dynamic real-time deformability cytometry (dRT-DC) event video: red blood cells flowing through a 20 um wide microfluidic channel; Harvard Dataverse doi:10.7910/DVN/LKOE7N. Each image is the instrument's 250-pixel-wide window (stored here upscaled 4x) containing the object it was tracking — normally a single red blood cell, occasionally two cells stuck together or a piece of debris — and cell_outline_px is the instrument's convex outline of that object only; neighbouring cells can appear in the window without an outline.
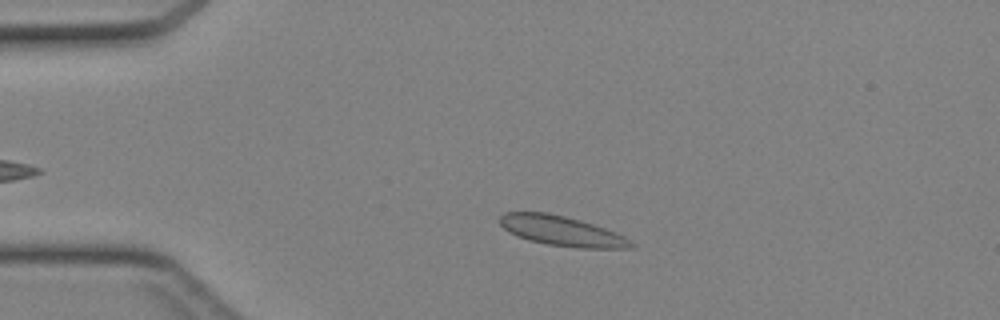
{"species": "Egyptian fruit bat (a non-hibernating species)", "species_latin": "Rousettus aegyptiacus", "temperature_condition": "cold", "stored_images_in_passage": 32, "camera_frame_rate_fps": 3000, "um_per_image_px": 0.085, "animal": {"sex": "female"}, "frame": {"image": 1, "passage_image": 6, "time_ms": 1.667, "image_size_px": [1000, 320], "cell_outline_px": [[636, 244], [632, 248], [576, 248], [548, 244], [528, 240], [516, 236], [508, 232], [500, 224], [500, 216], [504, 212], [548, 212], [580, 220], [616, 232], [624, 236]], "centroid_in_image_um": [47.74, 19.63], "position_along_channel_um": 37.3, "area_um2": 22.89}}
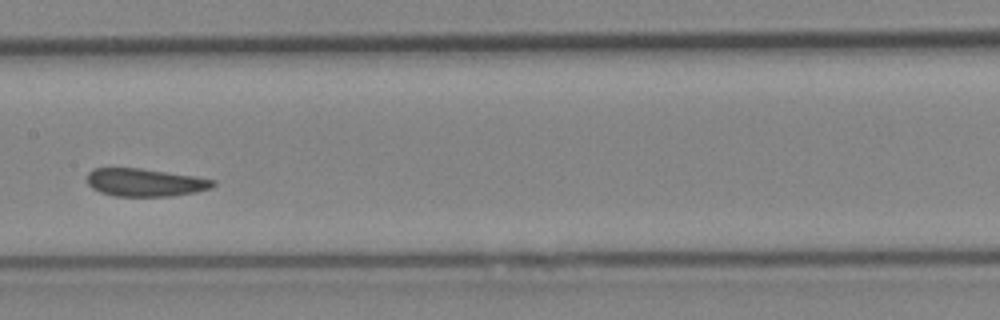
{"frame": {"image": 2, "passage_image": 19, "time_ms": 6.0, "image_size_px": [1000, 320], "cell_outline_px": [[216, 184], [212, 188], [196, 192], [172, 196], [116, 196], [100, 192], [92, 188], [88, 184], [88, 172], [92, 168], [140, 168], [192, 176], [216, 180]], "centroid_in_image_um": [12.33, 15.51], "position_along_channel_um": 195.1, "area_um2": 20.4}}
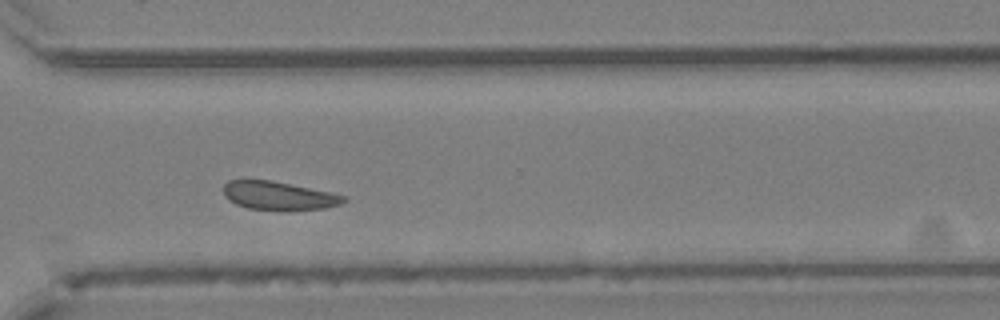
{"frame": {"image": 3, "passage_image": 29, "time_ms": 9.333, "image_size_px": [1000, 320], "cell_outline_px": [[348, 200], [340, 204], [324, 208], [284, 212], [248, 208], [236, 204], [228, 200], [224, 196], [224, 184], [228, 180], [272, 180], [348, 196]], "centroid_in_image_um": [23.7, 16.66], "position_along_channel_um": 346.9, "area_um2": 20.35}}